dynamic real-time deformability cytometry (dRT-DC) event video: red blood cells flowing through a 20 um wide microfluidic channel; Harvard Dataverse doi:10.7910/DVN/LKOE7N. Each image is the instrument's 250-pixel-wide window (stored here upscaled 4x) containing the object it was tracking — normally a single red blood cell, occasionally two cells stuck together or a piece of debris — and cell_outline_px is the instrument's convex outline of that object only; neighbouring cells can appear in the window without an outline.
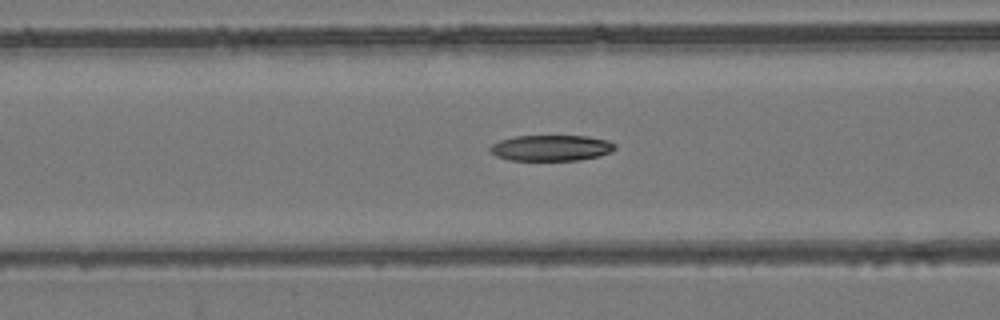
{"species": "common noctule bat (a hibernating species)", "species_latin": "Nyctalus noctula", "temperature_condition": "room temperature", "stored_images_in_passage": 55, "camera_frame_rate_fps": 3000, "um_per_image_px": 0.085, "animal": {"sex": "female", "body_mass_g": 24.6, "forearm_length_mm": 56.2}, "frame": {"image": 1, "passage_image": 23, "time_ms": 7.333, "image_size_px": [1000, 320], "cell_outline_px": [[616, 148], [612, 152], [600, 156], [580, 160], [508, 160], [496, 156], [488, 152], [488, 148], [492, 144], [500, 140], [516, 136], [588, 136], [608, 140], [616, 144]], "centroid_in_image_um": [46.85, 12.58], "position_along_channel_um": 119.7, "area_um2": 19.07}}
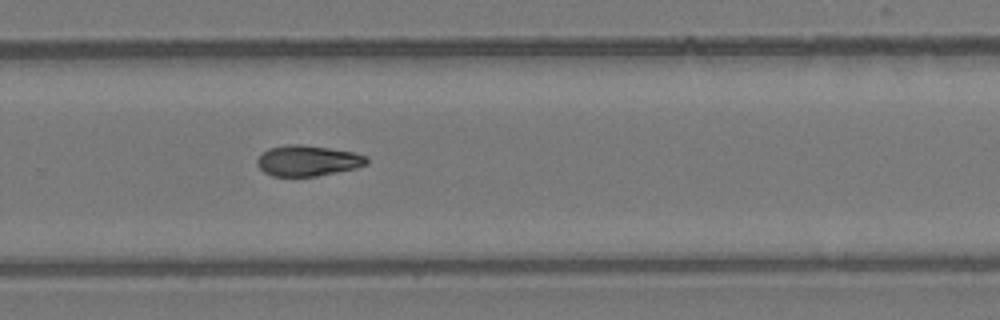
{"frame": {"image": 2, "passage_image": 37, "time_ms": 12.0, "image_size_px": [1000, 320], "cell_outline_px": [[368, 164], [356, 168], [316, 176], [272, 176], [264, 172], [256, 164], [256, 160], [268, 148], [288, 144], [300, 144], [328, 148], [352, 152], [368, 156]], "centroid_in_image_um": [26.16, 13.66], "position_along_channel_um": 303.6, "area_um2": 19.54}}
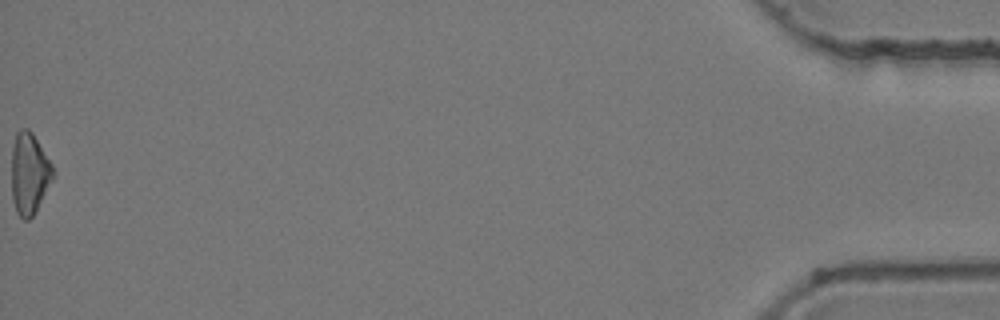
{"frame": {"image": 3, "passage_image": 55, "time_ms": 18.0, "image_size_px": [1000, 320], "cell_outline_px": [[56, 176], [32, 216], [28, 220], [24, 220], [16, 212], [12, 200], [12, 148], [16, 132], [20, 128], [28, 128], [32, 132], [52, 164]], "centroid_in_image_um": [2.5, 14.74], "position_along_channel_um": 432.7, "area_um2": 19.83}, "authors_computed_cell_mechanics": {"area_um2": 19.7098, "velocity_mm_per_s": 3.9456, "shape_relaxation_time_tau1_ms": 4.8291, "shape_relaxation_time_tau2_ms": null, "deformation_change_tau1": 0.1466, "deformation_change_tau2": null}}